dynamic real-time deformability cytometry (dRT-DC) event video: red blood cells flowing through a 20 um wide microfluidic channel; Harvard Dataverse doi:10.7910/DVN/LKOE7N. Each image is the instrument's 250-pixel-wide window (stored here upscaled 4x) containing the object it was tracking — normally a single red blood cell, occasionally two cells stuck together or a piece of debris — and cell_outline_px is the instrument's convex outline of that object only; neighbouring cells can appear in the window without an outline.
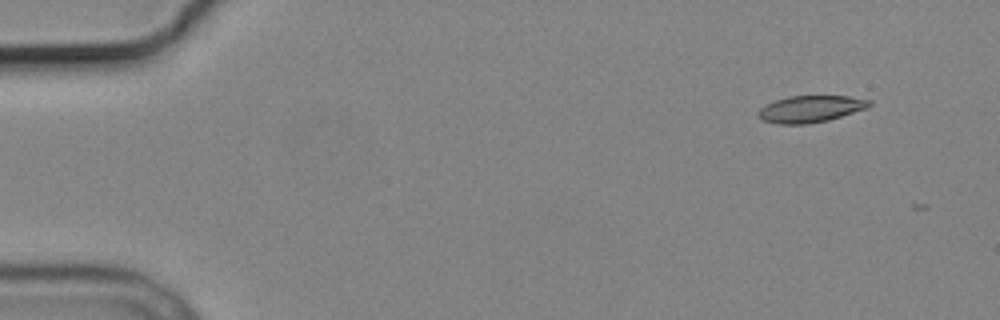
{"species": "common noctule bat (a hibernating species)", "species_latin": "Nyctalus noctula", "temperature_condition": "cold", "stored_images_in_passage": 3, "camera_frame_rate_fps": 3000, "um_per_image_px": 0.085, "animal": {"sex": "male", "body_mass_g": 19.2, "forearm_length_mm": 51.8}, "frame": {"image": 1, "passage_image": 1, "time_ms": 0.0, "image_size_px": [1000, 320], "cell_outline_px": [[872, 104], [868, 108], [828, 120], [808, 124], [776, 124], [764, 120], [756, 116], [756, 112], [764, 104], [788, 96], [848, 96], [872, 100]], "centroid_in_image_um": [68.88, 9.26], "position_along_channel_um": 16.1, "area_um2": 17.51}}